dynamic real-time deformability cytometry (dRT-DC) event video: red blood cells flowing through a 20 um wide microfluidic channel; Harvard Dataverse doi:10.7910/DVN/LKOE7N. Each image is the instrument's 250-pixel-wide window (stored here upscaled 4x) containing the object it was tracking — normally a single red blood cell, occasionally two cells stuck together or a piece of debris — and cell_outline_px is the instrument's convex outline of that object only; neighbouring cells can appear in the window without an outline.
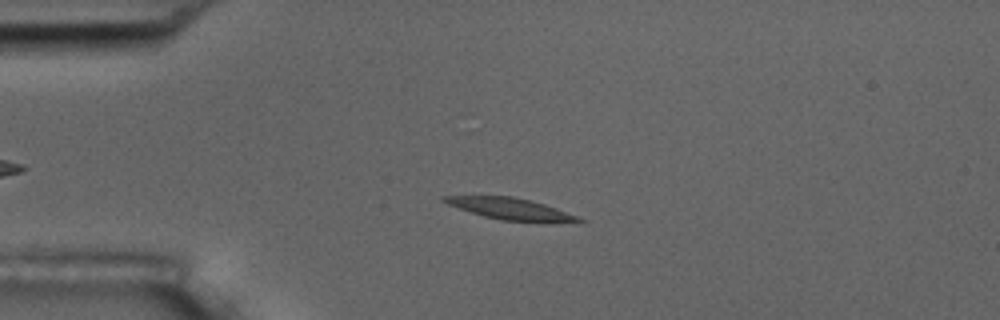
{"species": "common noctule bat (a hibernating species)", "species_latin": "Nyctalus noctula", "temperature_condition": "room temperature", "stored_images_in_passage": 3, "camera_frame_rate_fps": 3000, "um_per_image_px": 0.085, "animal": {"sex": "male", "body_mass_g": 17.5, "forearm_length_mm": 52.3}, "frame": {"image": 1, "passage_image": 2, "time_ms": 0.333, "image_size_px": [1000, 320], "cell_outline_px": [[588, 220], [500, 220], [484, 216], [448, 204], [440, 200], [440, 196], [512, 196], [544, 204], [556, 208]], "centroid_in_image_um": [43.23, 17.7], "position_along_channel_um": 41.8, "area_um2": 15.84}}